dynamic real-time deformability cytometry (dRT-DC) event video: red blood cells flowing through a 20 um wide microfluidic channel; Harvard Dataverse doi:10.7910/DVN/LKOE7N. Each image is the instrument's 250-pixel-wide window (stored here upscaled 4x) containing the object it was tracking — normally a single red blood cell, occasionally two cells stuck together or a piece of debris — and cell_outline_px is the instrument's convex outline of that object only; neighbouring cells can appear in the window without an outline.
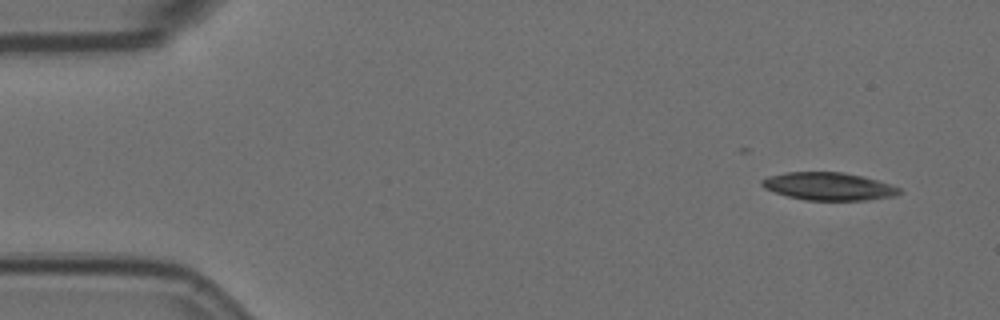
{"species": "Egyptian fruit bat (a non-hibernating species)", "species_latin": "Rousettus aegyptiacus", "temperature_condition": "room temperature", "stored_images_in_passage": 5, "camera_frame_rate_fps": 3000, "um_per_image_px": 0.085, "animal": {"sex": "female"}, "frame": {"image": 1, "passage_image": 1, "time_ms": 0.0, "image_size_px": [1000, 320], "cell_outline_px": [[900, 192], [896, 196], [868, 200], [804, 200], [788, 196], [764, 188], [760, 184], [760, 180], [768, 176], [784, 172], [840, 172], [860, 176], [876, 180], [900, 188]], "centroid_in_image_um": [70.39, 15.84], "position_along_channel_um": 14.6, "area_um2": 22.08}}
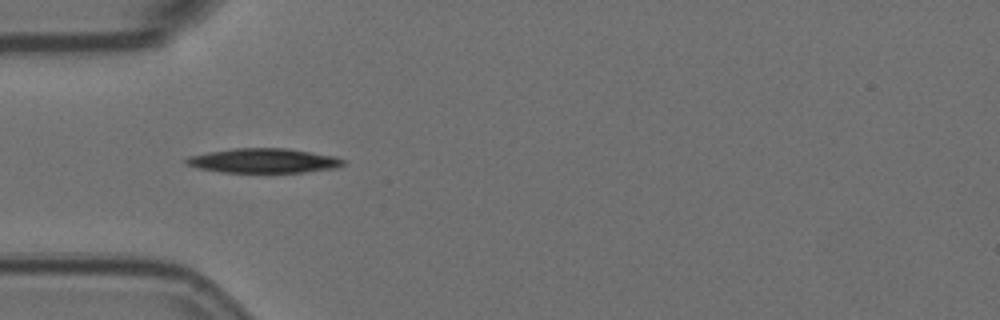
{"frame": {"image": 2, "passage_image": 4, "time_ms": 1.0, "image_size_px": [1000, 320], "cell_outline_px": [[344, 164], [340, 168], [304, 172], [220, 172], [200, 168], [184, 164], [184, 160], [188, 156], [208, 152], [236, 148], [288, 148], [336, 156], [344, 160]], "centroid_in_image_um": [22.43, 13.66], "position_along_channel_um": 62.6, "area_um2": 22.54}}
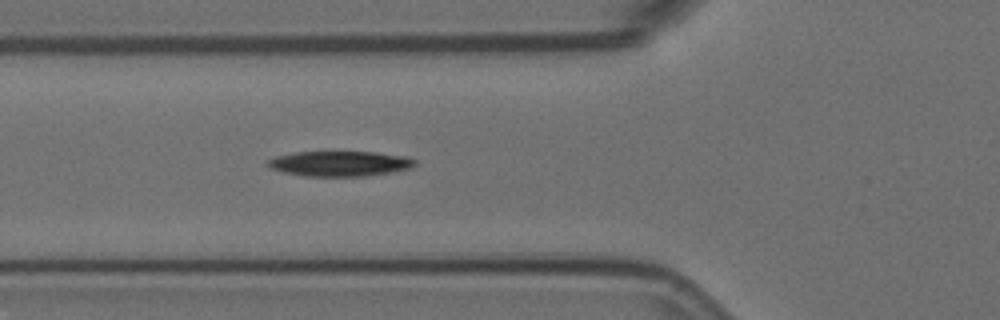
{"frame": {"image": 3, "passage_image": 5, "time_ms": 1.333, "image_size_px": [1000, 320], "cell_outline_px": [[416, 164], [412, 168], [392, 172], [364, 176], [304, 176], [280, 172], [272, 168], [268, 164], [268, 160], [276, 156], [296, 152], [376, 152], [408, 156], [416, 160]], "centroid_in_image_um": [28.93, 13.91], "position_along_channel_um": 96.9, "area_um2": 21.68}}